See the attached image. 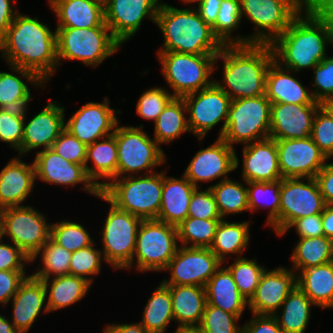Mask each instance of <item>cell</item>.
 <instances>
[{"mask_svg": "<svg viewBox=\"0 0 333 333\" xmlns=\"http://www.w3.org/2000/svg\"><path fill=\"white\" fill-rule=\"evenodd\" d=\"M329 45L333 48V11L322 10L313 2L270 44L274 61L296 73L312 70L328 56Z\"/></svg>", "mask_w": 333, "mask_h": 333, "instance_id": "6da1fadb", "label": "cell"}, {"mask_svg": "<svg viewBox=\"0 0 333 333\" xmlns=\"http://www.w3.org/2000/svg\"><path fill=\"white\" fill-rule=\"evenodd\" d=\"M0 53L6 64L34 72L47 85L59 68L56 29L19 12L0 40Z\"/></svg>", "mask_w": 333, "mask_h": 333, "instance_id": "7a4b0ae2", "label": "cell"}, {"mask_svg": "<svg viewBox=\"0 0 333 333\" xmlns=\"http://www.w3.org/2000/svg\"><path fill=\"white\" fill-rule=\"evenodd\" d=\"M219 60L222 78L214 82L231 100L265 95L266 74L274 60L270 44L224 45L216 55L215 72Z\"/></svg>", "mask_w": 333, "mask_h": 333, "instance_id": "3957f363", "label": "cell"}, {"mask_svg": "<svg viewBox=\"0 0 333 333\" xmlns=\"http://www.w3.org/2000/svg\"><path fill=\"white\" fill-rule=\"evenodd\" d=\"M155 25L164 39L158 51L217 55L224 46L194 6L182 9L162 0Z\"/></svg>", "mask_w": 333, "mask_h": 333, "instance_id": "277c9868", "label": "cell"}, {"mask_svg": "<svg viewBox=\"0 0 333 333\" xmlns=\"http://www.w3.org/2000/svg\"><path fill=\"white\" fill-rule=\"evenodd\" d=\"M162 187L163 170L148 175L114 178L101 193L117 208L149 220L158 217Z\"/></svg>", "mask_w": 333, "mask_h": 333, "instance_id": "5b68a950", "label": "cell"}, {"mask_svg": "<svg viewBox=\"0 0 333 333\" xmlns=\"http://www.w3.org/2000/svg\"><path fill=\"white\" fill-rule=\"evenodd\" d=\"M58 66L63 61H80L92 68L100 66L123 47L108 27L55 28Z\"/></svg>", "mask_w": 333, "mask_h": 333, "instance_id": "8992f818", "label": "cell"}, {"mask_svg": "<svg viewBox=\"0 0 333 333\" xmlns=\"http://www.w3.org/2000/svg\"><path fill=\"white\" fill-rule=\"evenodd\" d=\"M115 128L117 143V178L148 175L157 172V167L168 159L163 148L145 132L144 125Z\"/></svg>", "mask_w": 333, "mask_h": 333, "instance_id": "52a82bcc", "label": "cell"}, {"mask_svg": "<svg viewBox=\"0 0 333 333\" xmlns=\"http://www.w3.org/2000/svg\"><path fill=\"white\" fill-rule=\"evenodd\" d=\"M216 55L158 51L161 75L173 97L182 98L214 83Z\"/></svg>", "mask_w": 333, "mask_h": 333, "instance_id": "ba28073f", "label": "cell"}, {"mask_svg": "<svg viewBox=\"0 0 333 333\" xmlns=\"http://www.w3.org/2000/svg\"><path fill=\"white\" fill-rule=\"evenodd\" d=\"M177 227L157 219L143 220L136 237L132 262L124 270L162 272L179 248Z\"/></svg>", "mask_w": 333, "mask_h": 333, "instance_id": "9c48e42d", "label": "cell"}, {"mask_svg": "<svg viewBox=\"0 0 333 333\" xmlns=\"http://www.w3.org/2000/svg\"><path fill=\"white\" fill-rule=\"evenodd\" d=\"M308 0H240L241 16L255 27L247 45L271 44L306 7Z\"/></svg>", "mask_w": 333, "mask_h": 333, "instance_id": "30bf717a", "label": "cell"}, {"mask_svg": "<svg viewBox=\"0 0 333 333\" xmlns=\"http://www.w3.org/2000/svg\"><path fill=\"white\" fill-rule=\"evenodd\" d=\"M97 198L110 206L99 233L102 236L100 250L110 268L122 271L132 262L137 233L143 219L117 208L102 193Z\"/></svg>", "mask_w": 333, "mask_h": 333, "instance_id": "8fae6325", "label": "cell"}, {"mask_svg": "<svg viewBox=\"0 0 333 333\" xmlns=\"http://www.w3.org/2000/svg\"><path fill=\"white\" fill-rule=\"evenodd\" d=\"M270 113L271 102L266 95L231 100L221 138L232 148L269 138Z\"/></svg>", "mask_w": 333, "mask_h": 333, "instance_id": "7c38bea8", "label": "cell"}, {"mask_svg": "<svg viewBox=\"0 0 333 333\" xmlns=\"http://www.w3.org/2000/svg\"><path fill=\"white\" fill-rule=\"evenodd\" d=\"M45 213L33 205L2 209L3 237L19 247L31 260L50 238V226Z\"/></svg>", "mask_w": 333, "mask_h": 333, "instance_id": "4fadbf2b", "label": "cell"}, {"mask_svg": "<svg viewBox=\"0 0 333 333\" xmlns=\"http://www.w3.org/2000/svg\"><path fill=\"white\" fill-rule=\"evenodd\" d=\"M188 117L190 133L202 143L215 126L223 123L218 138L225 132L231 98L214 82L211 86L182 97Z\"/></svg>", "mask_w": 333, "mask_h": 333, "instance_id": "5bb4252c", "label": "cell"}, {"mask_svg": "<svg viewBox=\"0 0 333 333\" xmlns=\"http://www.w3.org/2000/svg\"><path fill=\"white\" fill-rule=\"evenodd\" d=\"M325 206L316 178H282L279 235L294 220L322 213Z\"/></svg>", "mask_w": 333, "mask_h": 333, "instance_id": "9a60e30c", "label": "cell"}, {"mask_svg": "<svg viewBox=\"0 0 333 333\" xmlns=\"http://www.w3.org/2000/svg\"><path fill=\"white\" fill-rule=\"evenodd\" d=\"M223 262L210 248L180 246L162 271L170 274L164 278V285H196L205 287Z\"/></svg>", "mask_w": 333, "mask_h": 333, "instance_id": "2e32d148", "label": "cell"}, {"mask_svg": "<svg viewBox=\"0 0 333 333\" xmlns=\"http://www.w3.org/2000/svg\"><path fill=\"white\" fill-rule=\"evenodd\" d=\"M239 161L236 148L217 137L212 145L197 150L183 175L196 188H201L203 182L229 179V174L238 169Z\"/></svg>", "mask_w": 333, "mask_h": 333, "instance_id": "e0dca14e", "label": "cell"}, {"mask_svg": "<svg viewBox=\"0 0 333 333\" xmlns=\"http://www.w3.org/2000/svg\"><path fill=\"white\" fill-rule=\"evenodd\" d=\"M110 98L102 102H88L65 120V129L86 145L114 134L120 118L121 109L115 110L110 105Z\"/></svg>", "mask_w": 333, "mask_h": 333, "instance_id": "ac0fdd59", "label": "cell"}, {"mask_svg": "<svg viewBox=\"0 0 333 333\" xmlns=\"http://www.w3.org/2000/svg\"><path fill=\"white\" fill-rule=\"evenodd\" d=\"M161 2V0H110L104 6L105 23L112 36L123 46L140 31L143 20L149 19L155 24Z\"/></svg>", "mask_w": 333, "mask_h": 333, "instance_id": "d6986e66", "label": "cell"}, {"mask_svg": "<svg viewBox=\"0 0 333 333\" xmlns=\"http://www.w3.org/2000/svg\"><path fill=\"white\" fill-rule=\"evenodd\" d=\"M282 178H315L330 160L308 138L276 140Z\"/></svg>", "mask_w": 333, "mask_h": 333, "instance_id": "ffe728a7", "label": "cell"}, {"mask_svg": "<svg viewBox=\"0 0 333 333\" xmlns=\"http://www.w3.org/2000/svg\"><path fill=\"white\" fill-rule=\"evenodd\" d=\"M35 180L73 188L80 184L87 194L97 197L101 190L87 176L85 167L65 160L53 149L36 151L33 159Z\"/></svg>", "mask_w": 333, "mask_h": 333, "instance_id": "44dd1931", "label": "cell"}, {"mask_svg": "<svg viewBox=\"0 0 333 333\" xmlns=\"http://www.w3.org/2000/svg\"><path fill=\"white\" fill-rule=\"evenodd\" d=\"M29 106L25 109L22 140V156L32 150L41 151L52 148L53 143L65 129V108L61 102L48 100L43 109L28 118ZM28 121V122H27Z\"/></svg>", "mask_w": 333, "mask_h": 333, "instance_id": "7402d4cb", "label": "cell"}, {"mask_svg": "<svg viewBox=\"0 0 333 333\" xmlns=\"http://www.w3.org/2000/svg\"><path fill=\"white\" fill-rule=\"evenodd\" d=\"M296 286V272L285 266L265 269L248 301V311L258 315H274Z\"/></svg>", "mask_w": 333, "mask_h": 333, "instance_id": "603a6c76", "label": "cell"}, {"mask_svg": "<svg viewBox=\"0 0 333 333\" xmlns=\"http://www.w3.org/2000/svg\"><path fill=\"white\" fill-rule=\"evenodd\" d=\"M320 104H271L270 136L274 140L308 138Z\"/></svg>", "mask_w": 333, "mask_h": 333, "instance_id": "cb8c5ba5", "label": "cell"}, {"mask_svg": "<svg viewBox=\"0 0 333 333\" xmlns=\"http://www.w3.org/2000/svg\"><path fill=\"white\" fill-rule=\"evenodd\" d=\"M9 303L12 305L10 321L20 333L29 332L41 314L50 313L45 285L42 280L34 278L31 274L19 285Z\"/></svg>", "mask_w": 333, "mask_h": 333, "instance_id": "d4e9b609", "label": "cell"}, {"mask_svg": "<svg viewBox=\"0 0 333 333\" xmlns=\"http://www.w3.org/2000/svg\"><path fill=\"white\" fill-rule=\"evenodd\" d=\"M23 156H13L0 170V209L24 206L33 192L35 168L26 163Z\"/></svg>", "mask_w": 333, "mask_h": 333, "instance_id": "484cf974", "label": "cell"}, {"mask_svg": "<svg viewBox=\"0 0 333 333\" xmlns=\"http://www.w3.org/2000/svg\"><path fill=\"white\" fill-rule=\"evenodd\" d=\"M241 178L246 182H273L282 179L276 140L266 138L242 147Z\"/></svg>", "mask_w": 333, "mask_h": 333, "instance_id": "4316f807", "label": "cell"}, {"mask_svg": "<svg viewBox=\"0 0 333 333\" xmlns=\"http://www.w3.org/2000/svg\"><path fill=\"white\" fill-rule=\"evenodd\" d=\"M297 75L298 73L280 66L276 61L271 62L265 87V95L271 104H320L314 100L310 87H305L295 77Z\"/></svg>", "mask_w": 333, "mask_h": 333, "instance_id": "83f0119b", "label": "cell"}, {"mask_svg": "<svg viewBox=\"0 0 333 333\" xmlns=\"http://www.w3.org/2000/svg\"><path fill=\"white\" fill-rule=\"evenodd\" d=\"M8 67L10 72L0 70V108L26 109L33 100L29 86L42 90L47 87L46 83L28 69L12 65Z\"/></svg>", "mask_w": 333, "mask_h": 333, "instance_id": "f1b7e54d", "label": "cell"}, {"mask_svg": "<svg viewBox=\"0 0 333 333\" xmlns=\"http://www.w3.org/2000/svg\"><path fill=\"white\" fill-rule=\"evenodd\" d=\"M58 19L56 28L108 27L104 6L94 0H48Z\"/></svg>", "mask_w": 333, "mask_h": 333, "instance_id": "f546056e", "label": "cell"}, {"mask_svg": "<svg viewBox=\"0 0 333 333\" xmlns=\"http://www.w3.org/2000/svg\"><path fill=\"white\" fill-rule=\"evenodd\" d=\"M163 169V187L157 220L178 226L188 217L192 194L196 187L182 174L180 178L167 176Z\"/></svg>", "mask_w": 333, "mask_h": 333, "instance_id": "4dcf8cb0", "label": "cell"}, {"mask_svg": "<svg viewBox=\"0 0 333 333\" xmlns=\"http://www.w3.org/2000/svg\"><path fill=\"white\" fill-rule=\"evenodd\" d=\"M117 152L113 134L87 145L86 174L100 190L117 178Z\"/></svg>", "mask_w": 333, "mask_h": 333, "instance_id": "1f68e13d", "label": "cell"}, {"mask_svg": "<svg viewBox=\"0 0 333 333\" xmlns=\"http://www.w3.org/2000/svg\"><path fill=\"white\" fill-rule=\"evenodd\" d=\"M170 289L172 311L177 327H198L207 303L205 287L166 285Z\"/></svg>", "mask_w": 333, "mask_h": 333, "instance_id": "d6a6232c", "label": "cell"}, {"mask_svg": "<svg viewBox=\"0 0 333 333\" xmlns=\"http://www.w3.org/2000/svg\"><path fill=\"white\" fill-rule=\"evenodd\" d=\"M207 303L236 316H242L248 308V301L239 292L232 274L222 265L206 283Z\"/></svg>", "mask_w": 333, "mask_h": 333, "instance_id": "836d02e7", "label": "cell"}, {"mask_svg": "<svg viewBox=\"0 0 333 333\" xmlns=\"http://www.w3.org/2000/svg\"><path fill=\"white\" fill-rule=\"evenodd\" d=\"M250 222L237 221L230 222L222 219L217 227L215 237L210 250L224 263L228 258L243 257L244 252L249 248L250 242ZM231 256V257H230Z\"/></svg>", "mask_w": 333, "mask_h": 333, "instance_id": "e575fe53", "label": "cell"}, {"mask_svg": "<svg viewBox=\"0 0 333 333\" xmlns=\"http://www.w3.org/2000/svg\"><path fill=\"white\" fill-rule=\"evenodd\" d=\"M296 285L320 309L333 308V261L296 274Z\"/></svg>", "mask_w": 333, "mask_h": 333, "instance_id": "d590c367", "label": "cell"}, {"mask_svg": "<svg viewBox=\"0 0 333 333\" xmlns=\"http://www.w3.org/2000/svg\"><path fill=\"white\" fill-rule=\"evenodd\" d=\"M46 289L47 307L54 313L82 301L93 286L86 279L63 275L42 280Z\"/></svg>", "mask_w": 333, "mask_h": 333, "instance_id": "8d00e7d4", "label": "cell"}, {"mask_svg": "<svg viewBox=\"0 0 333 333\" xmlns=\"http://www.w3.org/2000/svg\"><path fill=\"white\" fill-rule=\"evenodd\" d=\"M312 307H317L296 285L274 316L282 333H305L311 320Z\"/></svg>", "mask_w": 333, "mask_h": 333, "instance_id": "74e56055", "label": "cell"}, {"mask_svg": "<svg viewBox=\"0 0 333 333\" xmlns=\"http://www.w3.org/2000/svg\"><path fill=\"white\" fill-rule=\"evenodd\" d=\"M153 138L162 147L189 133L187 109L183 98L173 97L154 122Z\"/></svg>", "mask_w": 333, "mask_h": 333, "instance_id": "f35d334b", "label": "cell"}, {"mask_svg": "<svg viewBox=\"0 0 333 333\" xmlns=\"http://www.w3.org/2000/svg\"><path fill=\"white\" fill-rule=\"evenodd\" d=\"M142 311L140 324L148 333H167L174 321L170 289L161 281L153 290Z\"/></svg>", "mask_w": 333, "mask_h": 333, "instance_id": "ab89813d", "label": "cell"}, {"mask_svg": "<svg viewBox=\"0 0 333 333\" xmlns=\"http://www.w3.org/2000/svg\"><path fill=\"white\" fill-rule=\"evenodd\" d=\"M280 187L281 180L247 182L249 212L268 209L264 225L272 228L276 236H279Z\"/></svg>", "mask_w": 333, "mask_h": 333, "instance_id": "60d3db41", "label": "cell"}, {"mask_svg": "<svg viewBox=\"0 0 333 333\" xmlns=\"http://www.w3.org/2000/svg\"><path fill=\"white\" fill-rule=\"evenodd\" d=\"M290 266L296 274L300 270L333 261V241L326 236L298 238L290 255Z\"/></svg>", "mask_w": 333, "mask_h": 333, "instance_id": "b9f144b4", "label": "cell"}, {"mask_svg": "<svg viewBox=\"0 0 333 333\" xmlns=\"http://www.w3.org/2000/svg\"><path fill=\"white\" fill-rule=\"evenodd\" d=\"M243 182V183H241ZM217 204V208L222 219L249 212L247 182L235 179L217 181L214 185H209Z\"/></svg>", "mask_w": 333, "mask_h": 333, "instance_id": "7bdbcfd3", "label": "cell"}, {"mask_svg": "<svg viewBox=\"0 0 333 333\" xmlns=\"http://www.w3.org/2000/svg\"><path fill=\"white\" fill-rule=\"evenodd\" d=\"M39 258V266L31 275L39 280L69 275L72 252L55 243L51 238L32 257L31 264Z\"/></svg>", "mask_w": 333, "mask_h": 333, "instance_id": "ee69618b", "label": "cell"}, {"mask_svg": "<svg viewBox=\"0 0 333 333\" xmlns=\"http://www.w3.org/2000/svg\"><path fill=\"white\" fill-rule=\"evenodd\" d=\"M242 21L240 0H222L216 22L211 26L223 45H247V36L234 35Z\"/></svg>", "mask_w": 333, "mask_h": 333, "instance_id": "f6af8a7d", "label": "cell"}, {"mask_svg": "<svg viewBox=\"0 0 333 333\" xmlns=\"http://www.w3.org/2000/svg\"><path fill=\"white\" fill-rule=\"evenodd\" d=\"M222 219H197L187 217L177 226L180 246L210 248Z\"/></svg>", "mask_w": 333, "mask_h": 333, "instance_id": "bcb514c9", "label": "cell"}, {"mask_svg": "<svg viewBox=\"0 0 333 333\" xmlns=\"http://www.w3.org/2000/svg\"><path fill=\"white\" fill-rule=\"evenodd\" d=\"M256 256L253 259L246 257L234 258L233 263L226 266L232 274L233 280L238 287L239 292L246 298L247 301L254 295L255 290L259 284L263 271L267 268L266 266L257 263Z\"/></svg>", "mask_w": 333, "mask_h": 333, "instance_id": "7dc6e473", "label": "cell"}, {"mask_svg": "<svg viewBox=\"0 0 333 333\" xmlns=\"http://www.w3.org/2000/svg\"><path fill=\"white\" fill-rule=\"evenodd\" d=\"M78 222L71 220H60L51 222L50 238L64 249L75 252L91 245L94 240L89 231Z\"/></svg>", "mask_w": 333, "mask_h": 333, "instance_id": "c3c4849f", "label": "cell"}, {"mask_svg": "<svg viewBox=\"0 0 333 333\" xmlns=\"http://www.w3.org/2000/svg\"><path fill=\"white\" fill-rule=\"evenodd\" d=\"M96 246L95 241L85 248L72 252L69 275L82 277L91 284L94 282V277L102 270V262L106 263L102 251Z\"/></svg>", "mask_w": 333, "mask_h": 333, "instance_id": "681fc988", "label": "cell"}, {"mask_svg": "<svg viewBox=\"0 0 333 333\" xmlns=\"http://www.w3.org/2000/svg\"><path fill=\"white\" fill-rule=\"evenodd\" d=\"M25 109L0 108V141L22 156Z\"/></svg>", "mask_w": 333, "mask_h": 333, "instance_id": "f907efd6", "label": "cell"}, {"mask_svg": "<svg viewBox=\"0 0 333 333\" xmlns=\"http://www.w3.org/2000/svg\"><path fill=\"white\" fill-rule=\"evenodd\" d=\"M241 318L206 303L198 328L202 333H242V325L238 324Z\"/></svg>", "mask_w": 333, "mask_h": 333, "instance_id": "816d5d0a", "label": "cell"}, {"mask_svg": "<svg viewBox=\"0 0 333 333\" xmlns=\"http://www.w3.org/2000/svg\"><path fill=\"white\" fill-rule=\"evenodd\" d=\"M172 98L169 89L161 86L150 87L139 96L136 103V114L144 120L155 122Z\"/></svg>", "mask_w": 333, "mask_h": 333, "instance_id": "f5cc1de1", "label": "cell"}, {"mask_svg": "<svg viewBox=\"0 0 333 333\" xmlns=\"http://www.w3.org/2000/svg\"><path fill=\"white\" fill-rule=\"evenodd\" d=\"M312 69L313 80L310 91L314 100L321 103L333 97V56H327Z\"/></svg>", "mask_w": 333, "mask_h": 333, "instance_id": "db71d44e", "label": "cell"}, {"mask_svg": "<svg viewBox=\"0 0 333 333\" xmlns=\"http://www.w3.org/2000/svg\"><path fill=\"white\" fill-rule=\"evenodd\" d=\"M311 138L325 156L333 160V119L322 107L315 114Z\"/></svg>", "mask_w": 333, "mask_h": 333, "instance_id": "11a10c76", "label": "cell"}, {"mask_svg": "<svg viewBox=\"0 0 333 333\" xmlns=\"http://www.w3.org/2000/svg\"><path fill=\"white\" fill-rule=\"evenodd\" d=\"M51 149L65 160L85 167L87 145L73 136L68 130L64 129L60 133Z\"/></svg>", "mask_w": 333, "mask_h": 333, "instance_id": "9f6ffc18", "label": "cell"}, {"mask_svg": "<svg viewBox=\"0 0 333 333\" xmlns=\"http://www.w3.org/2000/svg\"><path fill=\"white\" fill-rule=\"evenodd\" d=\"M188 217L205 220L222 219L210 188L194 190L189 204Z\"/></svg>", "mask_w": 333, "mask_h": 333, "instance_id": "6f0895ef", "label": "cell"}, {"mask_svg": "<svg viewBox=\"0 0 333 333\" xmlns=\"http://www.w3.org/2000/svg\"><path fill=\"white\" fill-rule=\"evenodd\" d=\"M4 240H0V271H26L31 260L19 247Z\"/></svg>", "mask_w": 333, "mask_h": 333, "instance_id": "680465c9", "label": "cell"}, {"mask_svg": "<svg viewBox=\"0 0 333 333\" xmlns=\"http://www.w3.org/2000/svg\"><path fill=\"white\" fill-rule=\"evenodd\" d=\"M294 228L299 238H314L324 235L322 228V213L309 215L294 220L280 235L285 236L289 230Z\"/></svg>", "mask_w": 333, "mask_h": 333, "instance_id": "91938a15", "label": "cell"}, {"mask_svg": "<svg viewBox=\"0 0 333 333\" xmlns=\"http://www.w3.org/2000/svg\"><path fill=\"white\" fill-rule=\"evenodd\" d=\"M27 276L26 271H0V306L9 304Z\"/></svg>", "mask_w": 333, "mask_h": 333, "instance_id": "94428289", "label": "cell"}, {"mask_svg": "<svg viewBox=\"0 0 333 333\" xmlns=\"http://www.w3.org/2000/svg\"><path fill=\"white\" fill-rule=\"evenodd\" d=\"M252 314V318L242 324V333H282L274 315Z\"/></svg>", "mask_w": 333, "mask_h": 333, "instance_id": "6125c7cd", "label": "cell"}, {"mask_svg": "<svg viewBox=\"0 0 333 333\" xmlns=\"http://www.w3.org/2000/svg\"><path fill=\"white\" fill-rule=\"evenodd\" d=\"M315 178L326 205H333V162H327Z\"/></svg>", "mask_w": 333, "mask_h": 333, "instance_id": "be15d7a7", "label": "cell"}, {"mask_svg": "<svg viewBox=\"0 0 333 333\" xmlns=\"http://www.w3.org/2000/svg\"><path fill=\"white\" fill-rule=\"evenodd\" d=\"M16 1L17 0H0V40L6 35L15 16L20 12V10H15V8L19 9L15 7Z\"/></svg>", "mask_w": 333, "mask_h": 333, "instance_id": "e7e4bbea", "label": "cell"}, {"mask_svg": "<svg viewBox=\"0 0 333 333\" xmlns=\"http://www.w3.org/2000/svg\"><path fill=\"white\" fill-rule=\"evenodd\" d=\"M221 3L222 0H203L198 6H195V9L200 17L212 26L216 22Z\"/></svg>", "mask_w": 333, "mask_h": 333, "instance_id": "03108f58", "label": "cell"}, {"mask_svg": "<svg viewBox=\"0 0 333 333\" xmlns=\"http://www.w3.org/2000/svg\"><path fill=\"white\" fill-rule=\"evenodd\" d=\"M103 333H148L140 322L105 324Z\"/></svg>", "mask_w": 333, "mask_h": 333, "instance_id": "003e7915", "label": "cell"}, {"mask_svg": "<svg viewBox=\"0 0 333 333\" xmlns=\"http://www.w3.org/2000/svg\"><path fill=\"white\" fill-rule=\"evenodd\" d=\"M322 228L324 236L333 241V205H326L322 212Z\"/></svg>", "mask_w": 333, "mask_h": 333, "instance_id": "a7ac6f4b", "label": "cell"}, {"mask_svg": "<svg viewBox=\"0 0 333 333\" xmlns=\"http://www.w3.org/2000/svg\"><path fill=\"white\" fill-rule=\"evenodd\" d=\"M0 333H20L8 317L0 313Z\"/></svg>", "mask_w": 333, "mask_h": 333, "instance_id": "89a4df30", "label": "cell"}, {"mask_svg": "<svg viewBox=\"0 0 333 333\" xmlns=\"http://www.w3.org/2000/svg\"><path fill=\"white\" fill-rule=\"evenodd\" d=\"M312 2L322 10L333 11V0H312Z\"/></svg>", "mask_w": 333, "mask_h": 333, "instance_id": "2644e50d", "label": "cell"}, {"mask_svg": "<svg viewBox=\"0 0 333 333\" xmlns=\"http://www.w3.org/2000/svg\"><path fill=\"white\" fill-rule=\"evenodd\" d=\"M320 105L333 119V97L322 101Z\"/></svg>", "mask_w": 333, "mask_h": 333, "instance_id": "8c879c8a", "label": "cell"}, {"mask_svg": "<svg viewBox=\"0 0 333 333\" xmlns=\"http://www.w3.org/2000/svg\"><path fill=\"white\" fill-rule=\"evenodd\" d=\"M174 333H202L198 327H176Z\"/></svg>", "mask_w": 333, "mask_h": 333, "instance_id": "753ad0ef", "label": "cell"}, {"mask_svg": "<svg viewBox=\"0 0 333 333\" xmlns=\"http://www.w3.org/2000/svg\"><path fill=\"white\" fill-rule=\"evenodd\" d=\"M181 3L185 4V5H192V4H197L196 6H198L203 0H179Z\"/></svg>", "mask_w": 333, "mask_h": 333, "instance_id": "34e18365", "label": "cell"}, {"mask_svg": "<svg viewBox=\"0 0 333 333\" xmlns=\"http://www.w3.org/2000/svg\"><path fill=\"white\" fill-rule=\"evenodd\" d=\"M4 239L3 237V217H2V209H0V240Z\"/></svg>", "mask_w": 333, "mask_h": 333, "instance_id": "11e5206c", "label": "cell"}, {"mask_svg": "<svg viewBox=\"0 0 333 333\" xmlns=\"http://www.w3.org/2000/svg\"><path fill=\"white\" fill-rule=\"evenodd\" d=\"M94 1L100 3L103 6H105L110 0H94Z\"/></svg>", "mask_w": 333, "mask_h": 333, "instance_id": "2a66077c", "label": "cell"}]
</instances>
